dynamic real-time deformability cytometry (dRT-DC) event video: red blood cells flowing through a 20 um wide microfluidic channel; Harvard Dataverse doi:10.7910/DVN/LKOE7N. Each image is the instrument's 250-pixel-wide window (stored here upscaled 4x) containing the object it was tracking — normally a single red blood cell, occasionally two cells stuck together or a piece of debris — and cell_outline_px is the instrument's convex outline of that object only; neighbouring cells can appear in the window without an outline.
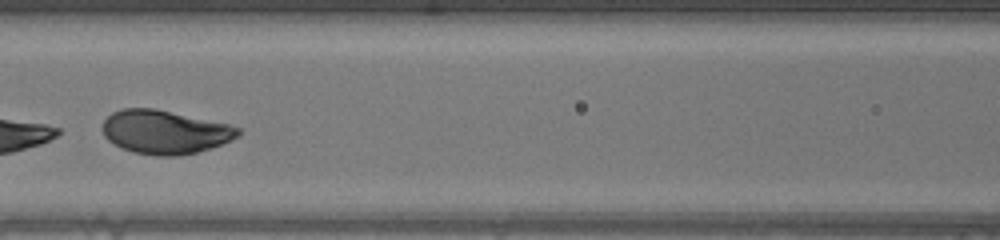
{"species": "human", "species_latin": "Homo sapiens", "temperature_condition": "warm", "stored_images_in_passage": 41, "segment_of_instrument_passage": [2, 2], "camera_frame_rate_fps": 3000, "um_per_image_px": 0.085, "donor": {"sex": "male"}, "frame": {"image": 1, "passage_image": 16, "time_ms": 5.0, "image_size_px": [1000, 240], "cell_outline_px": [[240, 136], [232, 140], [212, 148], [180, 156], [156, 156], [132, 152], [120, 148], [108, 140], [104, 136], [104, 120], [112, 112], [120, 108], [152, 108], [228, 124], [240, 128]], "centroid_in_image_um": [14.01, 11.23], "position_along_channel_um": 152.6, "area_um2": 34.51}}
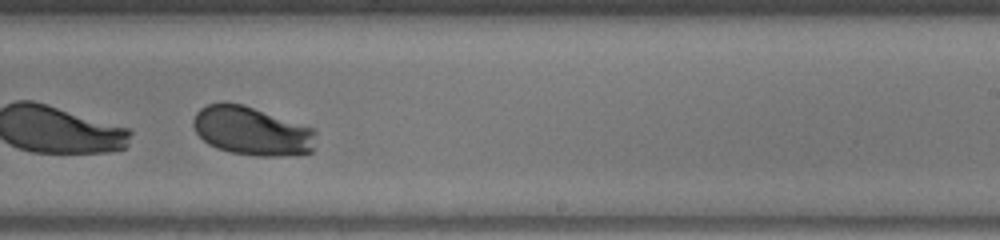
{"frame": {"image": 2, "passage_image": 24, "time_ms": 7.667, "image_size_px": [1000, 240], "cell_outline_px": [[316, 132], [312, 152], [284, 156], [256, 156], [232, 152], [216, 148], [208, 144], [196, 132], [192, 124], [192, 120], [196, 112], [200, 108], [208, 104], [220, 100], [224, 100], [244, 104], [316, 128]], "centroid_in_image_um": [21.4, 11.1], "position_along_channel_um": 267.6, "area_um2": 35.49}}
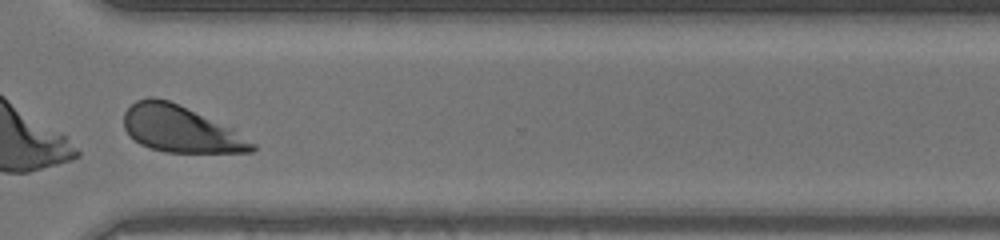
{"frame": {"image": 3, "passage_image": 30, "time_ms": 9.667, "image_size_px": [1000, 240], "cell_outline_px": [[256, 148], [252, 152], [164, 152], [148, 148], [140, 144], [124, 128], [124, 112], [136, 100], [148, 96], [152, 96], [168, 100], [232, 128], [256, 144]], "centroid_in_image_um": [15.33, 10.97], "position_along_channel_um": 355.3, "area_um2": 34.39}}